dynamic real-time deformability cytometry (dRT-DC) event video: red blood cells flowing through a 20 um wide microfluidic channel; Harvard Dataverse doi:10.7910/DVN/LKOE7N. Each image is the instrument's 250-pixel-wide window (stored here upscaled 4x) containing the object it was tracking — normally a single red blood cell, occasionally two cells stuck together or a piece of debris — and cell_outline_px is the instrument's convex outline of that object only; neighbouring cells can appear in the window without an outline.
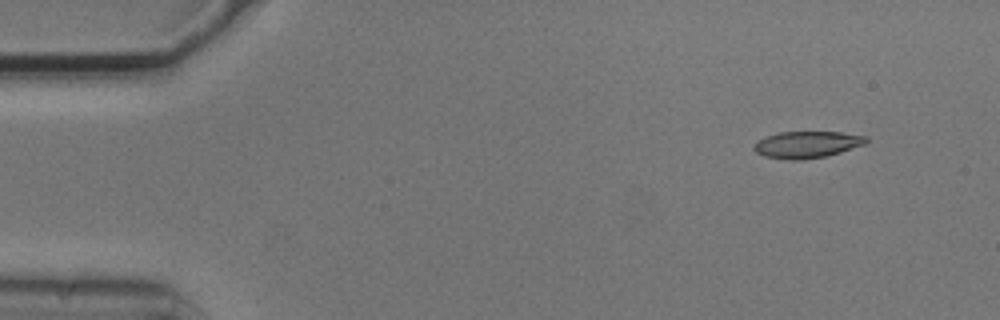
{"species": "common noctule bat (a hibernating species)", "species_latin": "Nyctalus noctula", "temperature_condition": "cold", "stored_images_in_passage": 4, "camera_frame_rate_fps": 3000, "um_per_image_px": 0.085, "animal": {"sex": "male", "body_mass_g": 20.5, "forearm_length_mm": 52.5}, "frame": {"image": 1, "passage_image": 1, "time_ms": 0.0, "image_size_px": [1000, 320], "cell_outline_px": [[868, 140], [864, 144], [840, 152], [824, 156], [800, 160], [788, 160], [764, 156], [756, 152], [752, 148], [760, 140], [768, 136], [780, 132], [840, 132], [868, 136]], "centroid_in_image_um": [68.61, 12.29], "position_along_channel_um": 16.4, "area_um2": 17.22}}
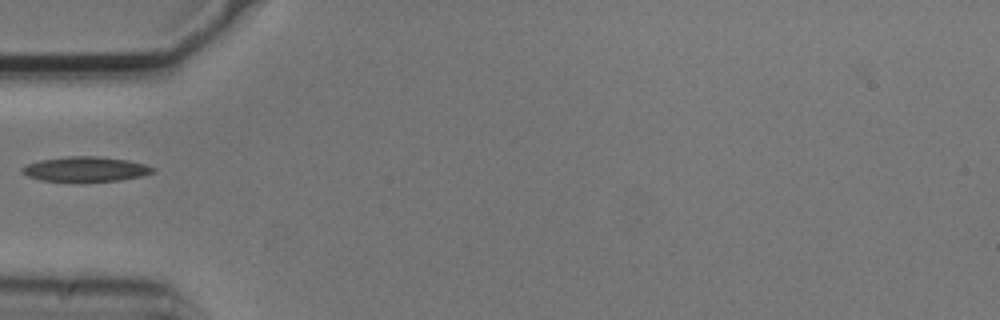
{"frame": {"image": 2, "passage_image": 4, "time_ms": 1.0, "image_size_px": [1000, 320], "cell_outline_px": [[156, 172], [140, 176], [120, 180], [84, 184], [68, 184], [44, 180], [28, 176], [20, 172], [20, 168], [28, 164], [40, 160], [68, 156], [96, 156], [128, 160], [144, 164], [156, 168]], "centroid_in_image_um": [7.26, 14.42], "position_along_channel_um": 77.7, "area_um2": 19.83}}